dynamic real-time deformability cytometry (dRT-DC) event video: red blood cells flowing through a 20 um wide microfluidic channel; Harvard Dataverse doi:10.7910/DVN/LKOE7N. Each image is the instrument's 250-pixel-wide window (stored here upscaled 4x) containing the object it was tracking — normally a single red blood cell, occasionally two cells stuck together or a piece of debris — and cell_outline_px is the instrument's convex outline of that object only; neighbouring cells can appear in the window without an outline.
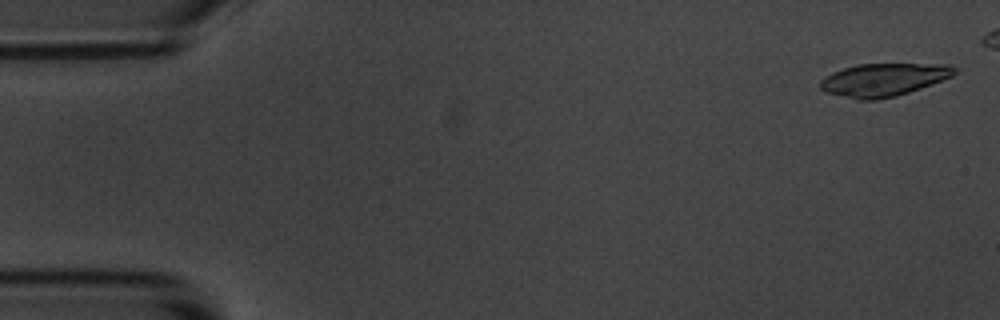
{"species": "common noctule bat (a hibernating species)", "species_latin": "Nyctalus noctula", "temperature_condition": "room temperature", "stored_images_in_passage": 49, "camera_frame_rate_fps": 3000, "um_per_image_px": 0.085, "animal": {"sex": "male", "body_mass_g": 20.1, "forearm_length_mm": 53.5}, "frame": {"image": 1, "passage_image": 2, "time_ms": 0.333, "image_size_px": [1000, 320], "cell_outline_px": [[956, 72], [952, 76], [920, 88], [896, 96], [876, 100], [856, 100], [828, 92], [820, 88], [820, 80], [824, 76], [832, 72], [856, 64], [948, 64], [956, 68]], "centroid_in_image_um": [75.07, 6.77], "position_along_channel_um": 9.9, "area_um2": 25.61}}